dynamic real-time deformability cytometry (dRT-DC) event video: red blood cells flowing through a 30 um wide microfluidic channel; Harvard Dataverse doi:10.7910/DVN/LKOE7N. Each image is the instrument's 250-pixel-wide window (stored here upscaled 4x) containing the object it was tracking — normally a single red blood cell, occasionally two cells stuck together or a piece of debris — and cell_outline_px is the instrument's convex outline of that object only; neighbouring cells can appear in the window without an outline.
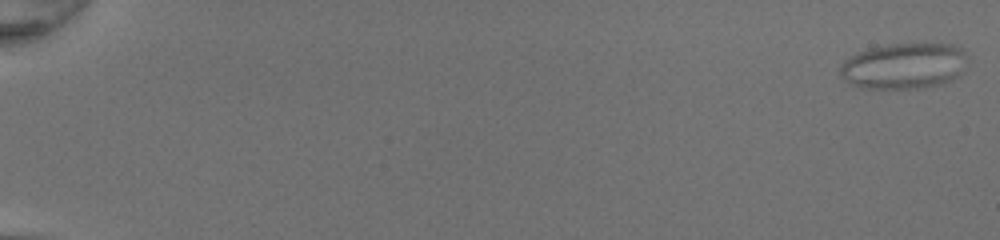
{"species": "common noctule bat (a hibernating species)", "species_latin": "Nyctalus noctula", "temperature_condition": "room temperature", "stored_images_in_passage": 51, "camera_frame_rate_fps": 3000, "um_per_image_px": 0.085, "animal": {"sex": "female", "body_mass_g": 20.0, "forearm_length_mm": 54.0}, "frame": {"image": 1, "passage_image": 1, "time_ms": 0.0, "image_size_px": [1000, 240], "cell_outline_px": [[968, 68], [960, 76], [944, 84], [920, 88], [860, 88], [844, 80], [840, 76], [840, 64], [844, 60], [868, 48], [888, 44], [952, 44], [960, 48], [968, 56]], "centroid_in_image_um": [76.9, 5.61], "position_along_channel_um": 8.1, "area_um2": 34.62}}
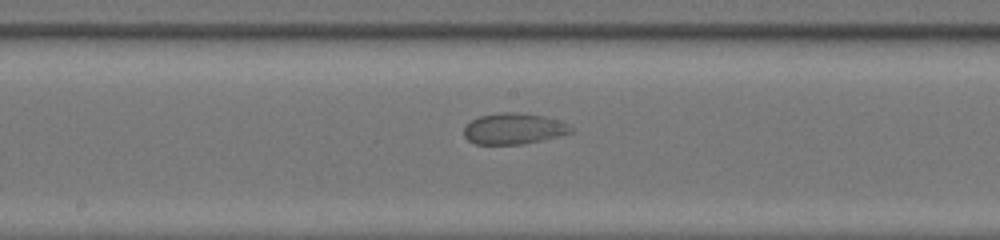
{"frame": {"image": 2, "passage_image": 30, "time_ms": 9.667, "image_size_px": [1000, 240], "cell_outline_px": [[576, 128], [572, 132], [560, 136], [524, 144], [476, 144], [468, 140], [464, 136], [464, 128], [472, 120], [480, 116], [504, 112], [516, 112], [544, 116], [560, 120]], "centroid_in_image_um": [43.72, 10.94], "position_along_channel_um": 204.5, "area_um2": 19.42}}
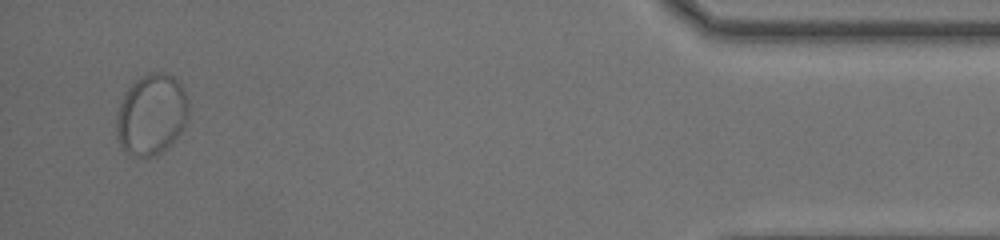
{"frame": {"image": 3, "passage_image": 50, "time_ms": 16.333, "image_size_px": [1000, 240], "cell_outline_px": [[188, 116], [184, 128], [168, 148], [152, 156], [136, 156], [128, 152], [120, 144], [116, 136], [116, 112], [120, 100], [124, 92], [140, 76], [148, 72], [168, 72], [180, 84], [188, 100]], "centroid_in_image_um": [12.86, 9.71], "position_along_channel_um": 422.3, "area_um2": 34.28}}